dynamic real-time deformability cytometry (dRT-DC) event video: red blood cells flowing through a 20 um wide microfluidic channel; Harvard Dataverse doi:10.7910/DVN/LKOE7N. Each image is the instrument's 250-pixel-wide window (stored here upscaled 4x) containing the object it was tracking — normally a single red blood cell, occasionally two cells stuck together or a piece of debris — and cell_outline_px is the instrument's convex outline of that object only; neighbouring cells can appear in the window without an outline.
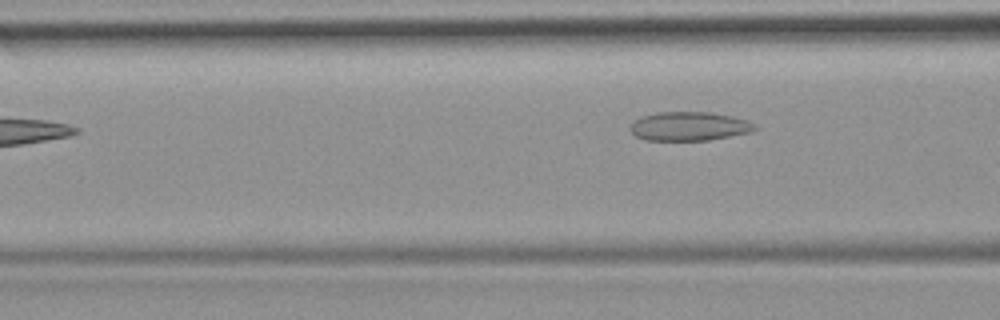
{"species": "common noctule bat (a hibernating species)", "species_latin": "Nyctalus noctula", "temperature_condition": "room temperature", "stored_images_in_passage": 8, "camera_frame_rate_fps": 3000, "um_per_image_px": 0.085, "animal": {"sex": "female", "body_mass_g": 19.9}, "frame": {"image": 1, "passage_image": 8, "time_ms": 9.0, "image_size_px": [1000, 320], "cell_outline_px": [[756, 128], [748, 132], [708, 140], [644, 140], [636, 136], [628, 128], [640, 116], [656, 112], [712, 112], [732, 116], [748, 120], [756, 124]], "centroid_in_image_um": [58.55, 10.72], "position_along_channel_um": 108.0, "area_um2": 20.92}}